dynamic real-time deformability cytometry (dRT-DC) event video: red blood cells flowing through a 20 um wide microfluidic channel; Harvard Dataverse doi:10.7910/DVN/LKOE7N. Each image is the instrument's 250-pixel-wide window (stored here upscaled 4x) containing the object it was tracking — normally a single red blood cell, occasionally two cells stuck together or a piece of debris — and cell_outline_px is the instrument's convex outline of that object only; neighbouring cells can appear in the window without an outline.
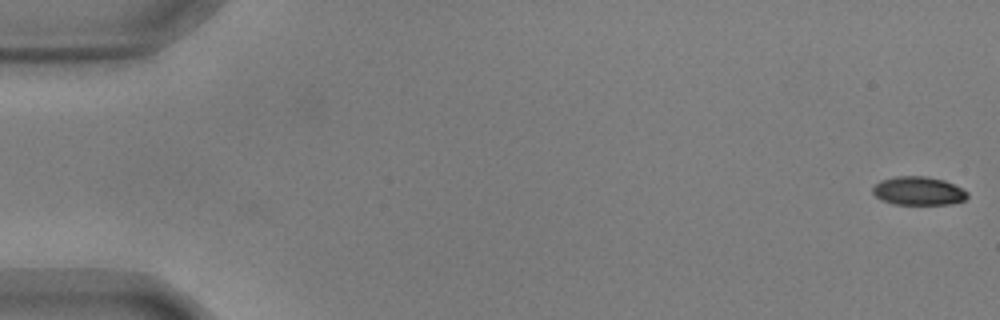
{"species": "common noctule bat (a hibernating species)", "species_latin": "Nyctalus noctula", "temperature_condition": "warm", "stored_images_in_passage": 14, "camera_frame_rate_fps": 3000, "um_per_image_px": 0.085, "animal": {"sex": "male", "body_mass_g": 17.9, "forearm_length_mm": 54.2}, "frame": {"image": 1, "passage_image": 1, "time_ms": 0.0, "image_size_px": [1000, 320], "cell_outline_px": [[968, 196], [964, 200], [948, 204], [892, 204], [876, 196], [872, 192], [872, 188], [880, 180], [896, 176], [924, 176], [944, 180], [968, 192]], "centroid_in_image_um": [78.04, 16.22], "position_along_channel_um": 7.0, "area_um2": 15.55}}